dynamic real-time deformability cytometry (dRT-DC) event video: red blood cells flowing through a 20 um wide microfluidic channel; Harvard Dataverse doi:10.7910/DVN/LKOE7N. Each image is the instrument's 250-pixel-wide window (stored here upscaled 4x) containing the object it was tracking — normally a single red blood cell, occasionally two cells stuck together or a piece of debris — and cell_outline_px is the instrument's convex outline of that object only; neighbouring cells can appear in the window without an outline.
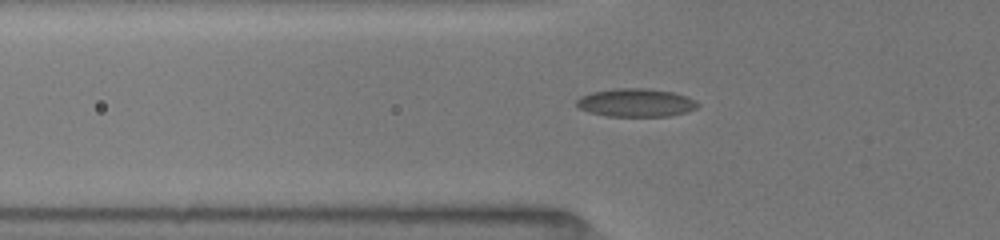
{"species": "common noctule bat (a hibernating species)", "species_latin": "Nyctalus noctula", "temperature_condition": "room temperature", "stored_images_in_passage": 75, "camera_frame_rate_fps": 3000, "um_per_image_px": 0.085, "animal": {"sex": "female", "body_mass_g": 19.5, "forearm_length_mm": 54.1}, "frame": {"image": 1, "passage_image": 31, "time_ms": 5.0, "image_size_px": [1000, 240], "cell_outline_px": [[700, 104], [696, 108], [684, 112], [668, 116], [608, 116], [588, 112], [580, 108], [576, 104], [576, 100], [580, 96], [592, 92], [612, 88], [648, 88], [672, 92], [696, 100]], "centroid_in_image_um": [54.02, 8.72], "position_along_channel_um": 71.8, "area_um2": 19.88}}
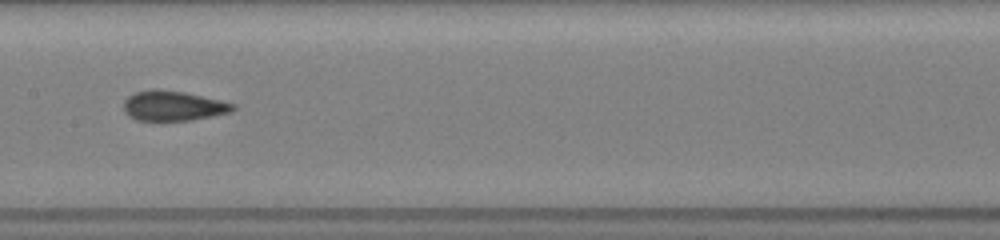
{"frame": {"image": 2, "passage_image": 50, "time_ms": 8.0, "image_size_px": [1000, 240], "cell_outline_px": [[236, 108], [228, 112], [192, 120], [136, 120], [124, 108], [124, 100], [128, 96], [136, 92], [152, 88], [156, 88], [184, 92], [220, 100], [236, 104]], "centroid_in_image_um": [14.72, 8.97], "position_along_channel_um": 192.7, "area_um2": 18.79}}
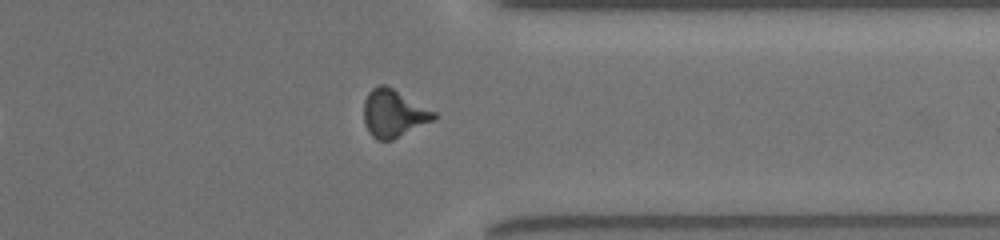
{"frame": {"image": 3, "passage_image": 71, "time_ms": 12.667, "image_size_px": [1000, 240], "cell_outline_px": [[436, 116], [432, 120], [392, 140], [376, 140], [368, 132], [364, 120], [364, 100], [368, 92], [372, 88], [380, 84], [384, 84], [392, 88], [436, 112]], "centroid_in_image_um": [33.41, 9.63], "position_along_channel_um": 378.0, "area_um2": 19.13}, "authors_computed_cell_mechanics": {"area_um2": 18.9584, "velocity_mm_per_s": 4.0293, "shape_relaxation_time_tau1_ms": null, "shape_relaxation_time_tau2_ms": 2.1155, "deformation_change_tau1": null, "deformation_change_tau2": 0.0743}}